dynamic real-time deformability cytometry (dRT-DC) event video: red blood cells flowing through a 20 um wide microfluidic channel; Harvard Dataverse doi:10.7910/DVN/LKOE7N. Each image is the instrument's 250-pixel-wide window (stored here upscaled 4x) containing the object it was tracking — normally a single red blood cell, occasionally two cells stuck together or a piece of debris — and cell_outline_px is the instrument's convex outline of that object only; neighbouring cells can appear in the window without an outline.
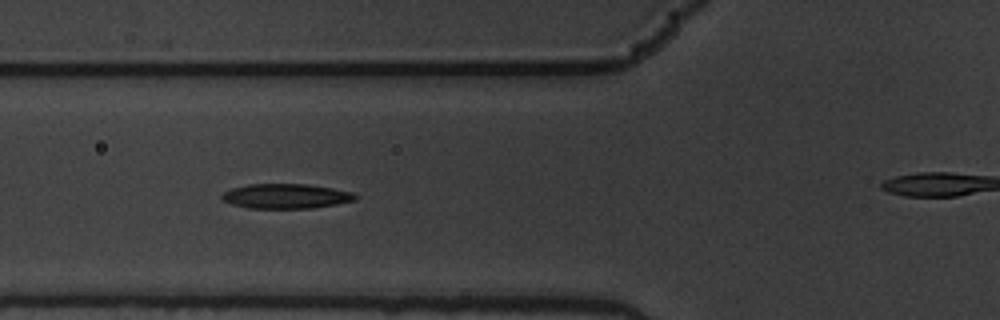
{"species": "common noctule bat (a hibernating species)", "species_latin": "Nyctalus noctula", "temperature_condition": "warm", "stored_images_in_passage": 8, "segment_of_instrument_passage": [1, 2], "camera_frame_rate_fps": 3000, "um_per_image_px": 0.085, "animal": {"sex": "male", "body_mass_g": 19.5, "forearm_length_mm": 54.6}, "frame": {"image": 1, "passage_image": 6, "time_ms": 1.667, "image_size_px": [1000, 320], "cell_outline_px": [[356, 200], [336, 204], [312, 208], [248, 208], [232, 204], [224, 200], [220, 196], [224, 192], [232, 188], [248, 184], [308, 184], [332, 188], [352, 192], [356, 196]], "centroid_in_image_um": [24.3, 16.67], "position_along_channel_um": 101.5, "area_um2": 19.13}}
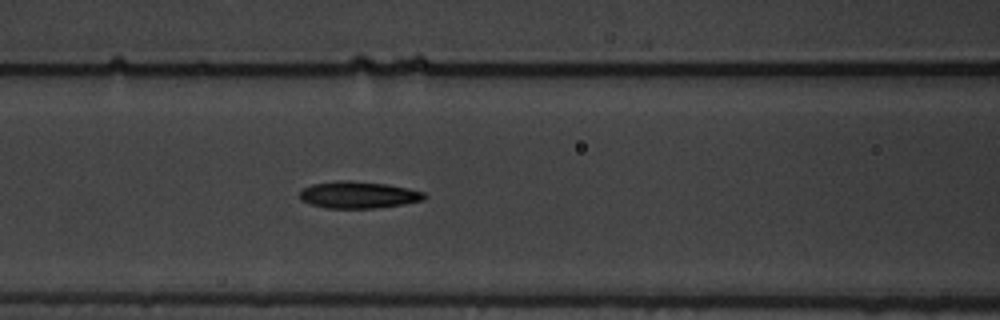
{"frame": {"image": 2, "passage_image": 7, "time_ms": 2.0, "image_size_px": [1000, 320], "cell_outline_px": [[428, 196], [424, 200], [404, 204], [376, 208], [324, 208], [308, 204], [300, 200], [300, 192], [304, 188], [312, 184], [340, 180], [348, 180], [384, 184], [408, 188], [424, 192]], "centroid_in_image_um": [30.45, 16.57], "position_along_channel_um": 136.1, "area_um2": 19.59}}